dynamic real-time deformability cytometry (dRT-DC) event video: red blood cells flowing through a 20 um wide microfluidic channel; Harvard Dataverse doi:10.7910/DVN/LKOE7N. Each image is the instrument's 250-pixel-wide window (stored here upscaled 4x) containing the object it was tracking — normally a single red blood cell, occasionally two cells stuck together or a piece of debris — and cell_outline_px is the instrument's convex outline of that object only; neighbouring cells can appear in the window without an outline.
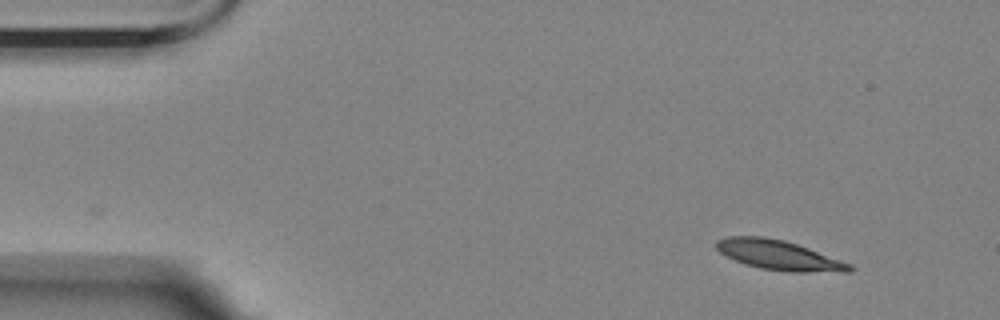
{"species": "Egyptian fruit bat (a non-hibernating species)", "species_latin": "Rousettus aegyptiacus", "temperature_condition": "room temperature", "stored_images_in_passage": 2, "camera_frame_rate_fps": 3000, "um_per_image_px": 0.085, "animal": {"sex": "female"}, "frame": {"image": 1, "passage_image": 2, "time_ms": 1.0, "image_size_px": [1000, 320], "cell_outline_px": [[856, 268], [852, 272], [788, 272], [760, 268], [744, 264], [720, 252], [716, 248], [716, 240], [728, 236], [764, 236], [784, 240], [808, 248], [852, 264]], "centroid_in_image_um": [66.24, 21.7], "position_along_channel_um": 18.8, "area_um2": 23.12}}